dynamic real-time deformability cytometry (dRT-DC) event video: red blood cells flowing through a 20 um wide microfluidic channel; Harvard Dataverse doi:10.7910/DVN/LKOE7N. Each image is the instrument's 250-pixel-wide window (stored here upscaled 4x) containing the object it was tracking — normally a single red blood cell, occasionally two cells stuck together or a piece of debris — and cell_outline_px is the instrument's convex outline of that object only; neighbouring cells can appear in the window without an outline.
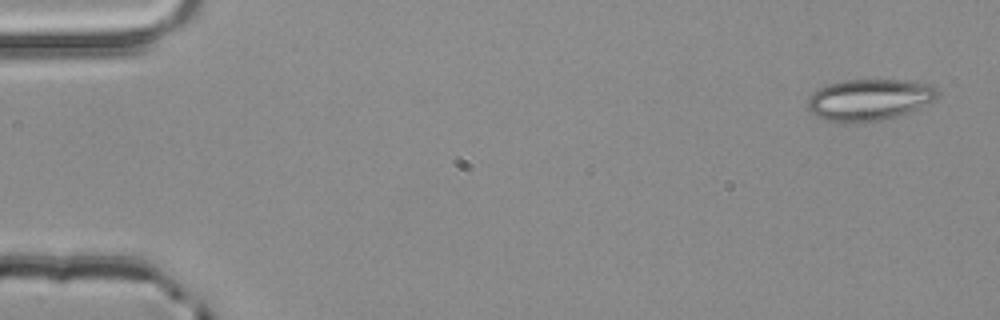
{"species": "common noctule bat (a hibernating species)", "species_latin": "Nyctalus noctula", "temperature_condition": "room temperature", "stored_images_in_passage": 4, "camera_frame_rate_fps": 3000, "um_per_image_px": 0.085, "animal": {"sex": "male", "body_mass_g": 20.4}, "frame": {"image": 1, "passage_image": 1, "time_ms": 0.0, "image_size_px": [1000, 320], "cell_outline_px": [[940, 96], [936, 100], [908, 112], [896, 116], [864, 124], [844, 124], [824, 120], [816, 116], [808, 108], [808, 100], [812, 92], [828, 84], [844, 80], [908, 80], [928, 84], [936, 88], [940, 92]], "centroid_in_image_um": [73.89, 8.5], "position_along_channel_um": 11.1, "area_um2": 31.91}}